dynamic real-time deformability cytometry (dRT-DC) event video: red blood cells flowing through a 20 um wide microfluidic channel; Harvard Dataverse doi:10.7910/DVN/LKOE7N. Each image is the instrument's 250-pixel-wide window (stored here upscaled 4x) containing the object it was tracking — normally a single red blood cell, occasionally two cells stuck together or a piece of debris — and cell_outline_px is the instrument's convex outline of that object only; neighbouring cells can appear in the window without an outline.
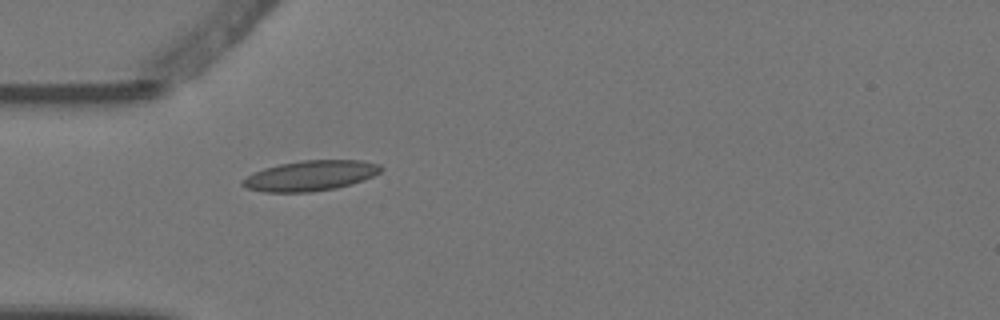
{"species": "Egyptian fruit bat (a non-hibernating species)", "species_latin": "Rousettus aegyptiacus", "temperature_condition": "warm", "stored_images_in_passage": 1, "camera_frame_rate_fps": 3000, "um_per_image_px": 0.085, "animal": {"sex": "female"}, "frame": {"image": 1, "passage_image": 1, "time_ms": 0.0, "image_size_px": [1000, 320], "cell_outline_px": [[384, 168], [380, 172], [364, 180], [352, 184], [336, 188], [312, 192], [264, 192], [248, 188], [240, 184], [240, 180], [264, 168], [280, 164], [300, 160], [360, 160], [380, 164]], "centroid_in_image_um": [26.41, 14.93], "position_along_channel_um": 58.6, "area_um2": 24.45}}